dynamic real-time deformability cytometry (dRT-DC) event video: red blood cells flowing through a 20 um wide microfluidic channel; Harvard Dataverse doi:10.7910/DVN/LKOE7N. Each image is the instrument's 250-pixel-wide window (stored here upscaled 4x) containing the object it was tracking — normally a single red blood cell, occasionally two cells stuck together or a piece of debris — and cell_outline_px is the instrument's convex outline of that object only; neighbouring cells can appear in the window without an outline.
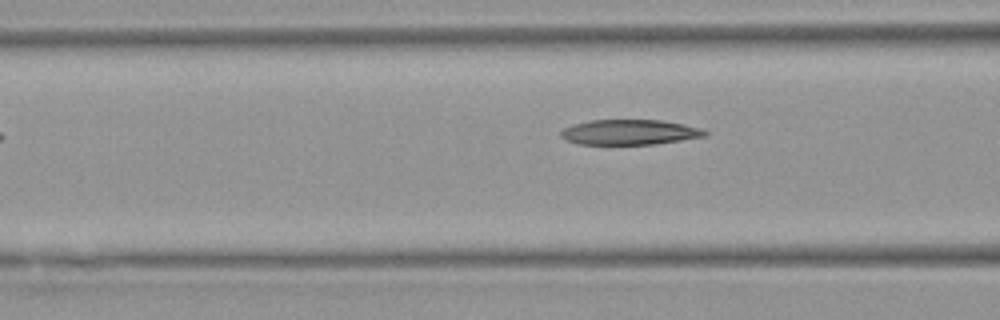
{"species": "Egyptian fruit bat (a non-hibernating species)", "species_latin": "Rousettus aegyptiacus", "temperature_condition": "warm", "stored_images_in_passage": 4, "camera_frame_rate_fps": 3000, "um_per_image_px": 0.085, "animal": {"sex": "female"}, "frame": {"image": 1, "passage_image": 4, "time_ms": 3.667, "image_size_px": [1000, 320], "cell_outline_px": [[708, 136], [656, 144], [580, 144], [568, 140], [560, 136], [560, 132], [564, 128], [572, 124], [588, 120], [660, 120], [684, 124], [700, 128], [708, 132]], "centroid_in_image_um": [53.53, 11.23], "position_along_channel_um": 113.1, "area_um2": 21.15}}